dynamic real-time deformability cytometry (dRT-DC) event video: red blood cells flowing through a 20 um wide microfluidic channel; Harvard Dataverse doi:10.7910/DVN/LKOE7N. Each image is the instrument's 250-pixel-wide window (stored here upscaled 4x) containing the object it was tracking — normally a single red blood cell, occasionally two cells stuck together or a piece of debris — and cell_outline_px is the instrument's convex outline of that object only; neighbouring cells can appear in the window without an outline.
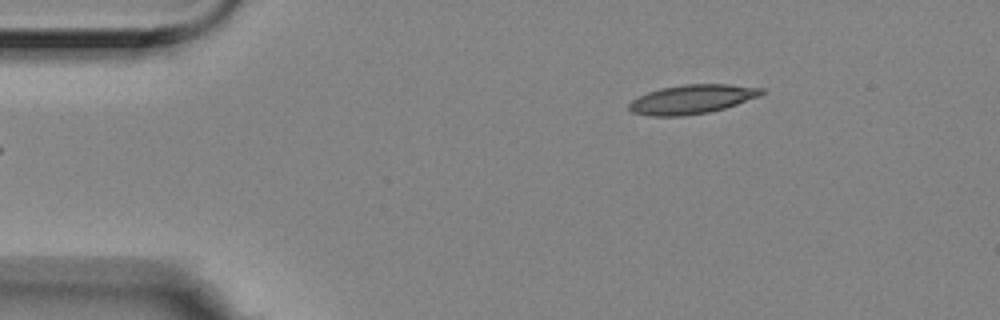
{"species": "Egyptian fruit bat (a non-hibernating species)", "species_latin": "Rousettus aegyptiacus", "temperature_condition": "room temperature", "stored_images_in_passage": 5, "camera_frame_rate_fps": 3000, "um_per_image_px": 0.085, "animal": {"sex": "female"}, "frame": {"image": 1, "passage_image": 5, "time_ms": 1.333, "image_size_px": [1000, 320], "cell_outline_px": [[768, 92], [760, 96], [724, 108], [708, 112], [684, 116], [648, 116], [632, 112], [628, 108], [628, 104], [632, 100], [648, 92], [660, 88], [684, 84], [728, 84], [764, 88]], "centroid_in_image_um": [58.84, 8.43], "position_along_channel_um": 26.2, "area_um2": 22.54}}